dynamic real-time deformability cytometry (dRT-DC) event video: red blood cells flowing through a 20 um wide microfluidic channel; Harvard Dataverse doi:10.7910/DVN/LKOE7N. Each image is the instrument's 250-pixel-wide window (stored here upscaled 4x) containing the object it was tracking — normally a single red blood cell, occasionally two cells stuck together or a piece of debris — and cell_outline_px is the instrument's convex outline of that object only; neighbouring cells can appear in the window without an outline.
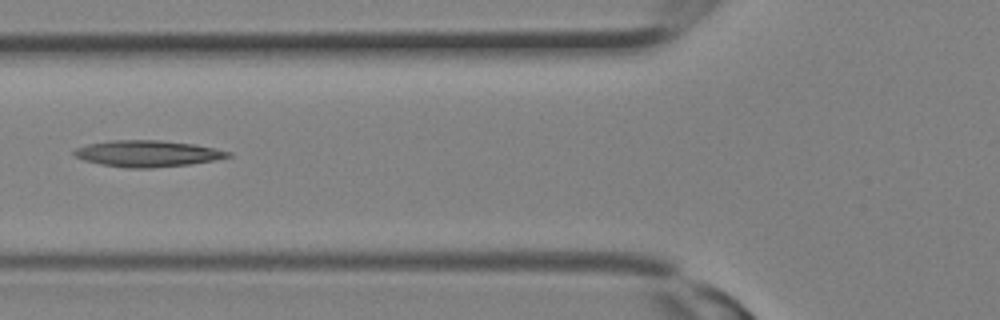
{"species": "Egyptian fruit bat (a non-hibernating species)", "species_latin": "Rousettus aegyptiacus", "temperature_condition": "room temperature", "stored_images_in_passage": 9, "camera_frame_rate_fps": 3000, "um_per_image_px": 0.085, "animal": {"sex": "female"}, "frame": {"image": 1, "passage_image": 6, "time_ms": 1.667, "image_size_px": [1000, 320], "cell_outline_px": [[232, 156], [212, 160], [188, 164], [152, 168], [124, 168], [100, 164], [84, 160], [76, 156], [72, 152], [76, 148], [88, 144], [112, 140], [160, 140], [196, 144], [216, 148], [232, 152]], "centroid_in_image_um": [12.54, 13.05], "position_along_channel_um": 113.3, "area_um2": 23.64}}
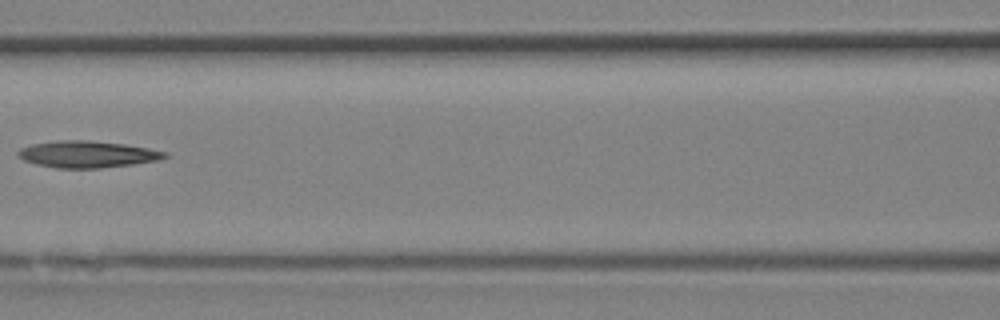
{"frame": {"image": 2, "passage_image": 8, "time_ms": 2.333, "image_size_px": [1000, 320], "cell_outline_px": [[168, 156], [156, 160], [132, 164], [100, 168], [56, 168], [36, 164], [24, 160], [16, 156], [16, 152], [20, 148], [32, 144], [56, 140], [88, 140], [124, 144], [148, 148], [168, 152]], "centroid_in_image_um": [7.37, 13.11], "position_along_channel_um": 159.2, "area_um2": 22.83}}